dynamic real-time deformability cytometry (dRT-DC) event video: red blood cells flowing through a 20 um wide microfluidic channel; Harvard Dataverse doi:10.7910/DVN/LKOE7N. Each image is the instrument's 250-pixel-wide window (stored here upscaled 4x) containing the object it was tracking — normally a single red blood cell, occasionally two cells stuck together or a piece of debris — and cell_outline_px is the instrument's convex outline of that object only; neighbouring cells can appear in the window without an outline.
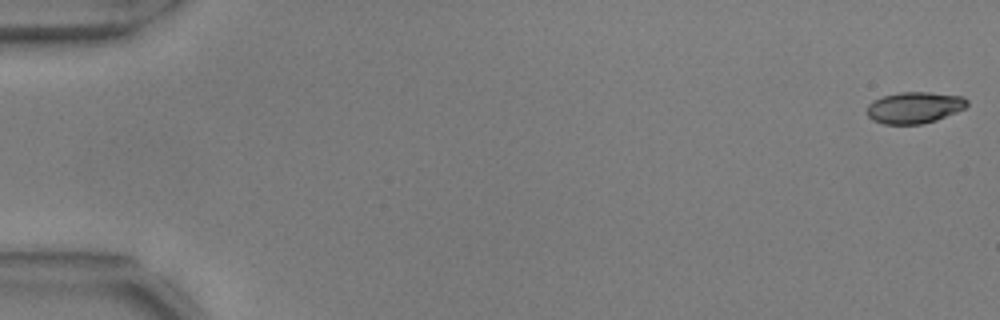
{"species": "common noctule bat (a hibernating species)", "species_latin": "Nyctalus noctula", "temperature_condition": "warm", "stored_images_in_passage": 55, "camera_frame_rate_fps": 3000, "um_per_image_px": 0.085, "animal": {"sex": "male", "body_mass_g": 17.9, "forearm_length_mm": 54.2}, "frame": {"image": 1, "passage_image": 1, "time_ms": 0.0, "image_size_px": [1000, 320], "cell_outline_px": [[968, 104], [964, 108], [956, 112], [936, 120], [920, 124], [884, 124], [872, 120], [868, 116], [868, 104], [872, 100], [884, 96], [900, 92], [928, 92], [964, 96], [968, 100]], "centroid_in_image_um": [77.73, 9.14], "position_along_channel_um": 7.3, "area_um2": 18.32}}
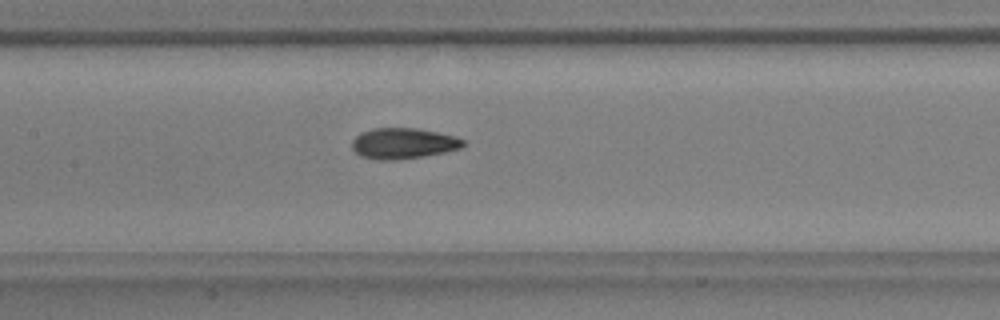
{"frame": {"image": 2, "passage_image": 27, "time_ms": 8.667, "image_size_px": [1000, 320], "cell_outline_px": [[464, 144], [460, 148], [444, 152], [396, 160], [380, 160], [360, 156], [352, 148], [352, 140], [360, 132], [372, 128], [420, 128], [456, 136], [464, 140]], "centroid_in_image_um": [34.25, 12.17], "position_along_channel_um": 173.1, "area_um2": 19.94}}
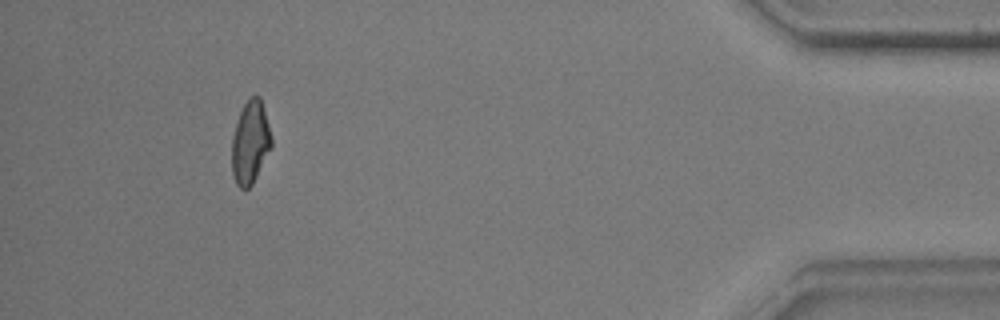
{"frame": {"image": 3, "passage_image": 51, "time_ms": 16.667, "image_size_px": [1000, 320], "cell_outline_px": [[272, 148], [252, 184], [248, 188], [240, 188], [236, 184], [232, 172], [232, 136], [240, 112], [244, 104], [252, 96], [260, 96], [272, 136]], "centroid_in_image_um": [21.28, 12.12], "position_along_channel_um": 413.9, "area_um2": 19.07}, "authors_computed_cell_mechanics": {"area_um2": 19.4208, "velocity_mm_per_s": 3.7295, "shape_relaxation_time_tau1_ms": 6.5517, "shape_relaxation_time_tau2_ms": 1.4536, "deformation_change_tau1": 0.1951, "deformation_change_tau2": 0.0685}}